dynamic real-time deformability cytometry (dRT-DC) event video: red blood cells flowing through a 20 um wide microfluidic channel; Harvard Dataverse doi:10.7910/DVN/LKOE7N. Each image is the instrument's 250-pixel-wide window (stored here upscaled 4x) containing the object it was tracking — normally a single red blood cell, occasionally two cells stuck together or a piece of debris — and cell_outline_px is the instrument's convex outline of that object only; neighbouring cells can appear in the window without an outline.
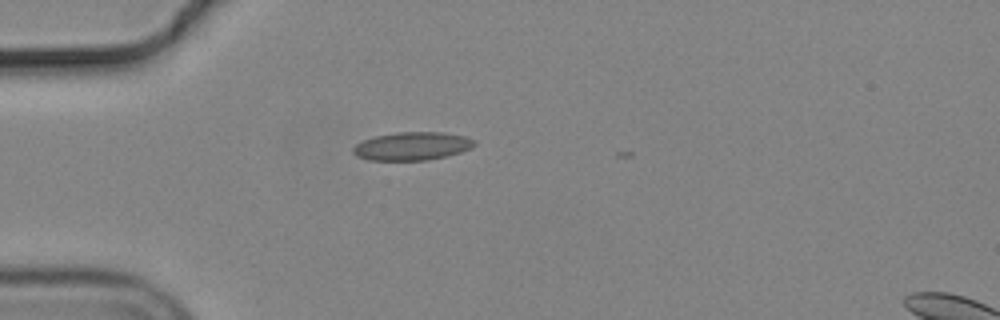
{"species": "common noctule bat (a hibernating species)", "species_latin": "Nyctalus noctula", "temperature_condition": "cold", "stored_images_in_passage": 3, "camera_frame_rate_fps": 3000, "um_per_image_px": 0.085, "animal": {"sex": "male", "body_mass_g": 19.2, "forearm_length_mm": 51.8}, "frame": {"image": 1, "passage_image": 1, "time_ms": 0.0, "image_size_px": [1000, 320], "cell_outline_px": [[476, 144], [472, 148], [448, 156], [428, 160], [368, 160], [356, 156], [352, 152], [352, 148], [356, 144], [364, 140], [376, 136], [396, 132], [444, 132], [464, 136], [476, 140]], "centroid_in_image_um": [35.05, 12.42], "position_along_channel_um": 49.9, "area_um2": 20.06}}